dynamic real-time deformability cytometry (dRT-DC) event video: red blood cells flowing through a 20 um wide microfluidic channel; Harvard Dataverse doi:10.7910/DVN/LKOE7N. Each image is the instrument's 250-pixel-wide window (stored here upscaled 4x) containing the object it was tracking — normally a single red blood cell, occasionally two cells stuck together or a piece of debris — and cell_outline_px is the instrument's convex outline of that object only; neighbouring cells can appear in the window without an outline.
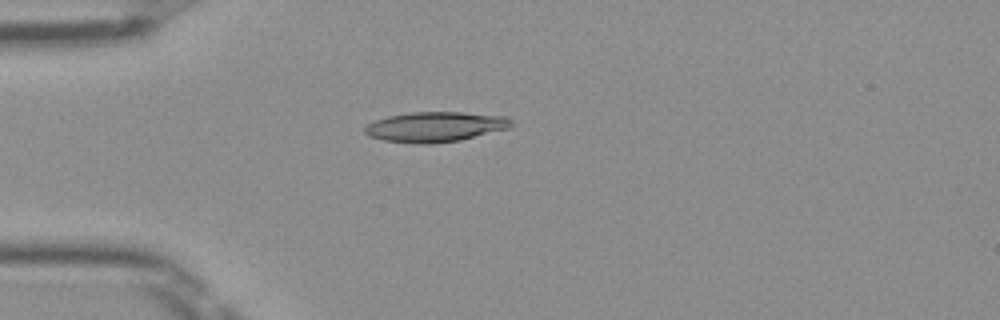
{"species": "Egyptian fruit bat (a non-hibernating species)", "species_latin": "Rousettus aegyptiacus", "temperature_condition": "room temperature", "stored_images_in_passage": 51, "camera_frame_rate_fps": 3000, "um_per_image_px": 0.085, "frame": {"image": 1, "passage_image": 14, "time_ms": 4.333, "image_size_px": [1000, 320], "cell_outline_px": [[512, 124], [508, 128], [460, 140], [432, 144], [416, 144], [380, 140], [368, 136], [364, 132], [364, 128], [368, 124], [376, 120], [388, 116], [412, 112], [464, 112], [508, 116], [512, 120]], "centroid_in_image_um": [36.98, 10.78], "position_along_channel_um": 48.0, "area_um2": 25.84}}
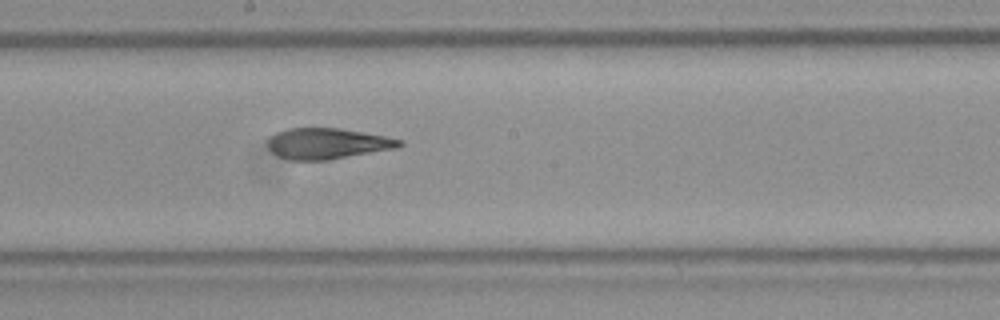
{"frame": {"image": 2, "passage_image": 28, "time_ms": 9.0, "image_size_px": [1000, 320], "cell_outline_px": [[404, 144], [400, 148], [328, 160], [288, 160], [276, 156], [268, 148], [268, 140], [276, 132], [288, 128], [340, 128], [384, 136], [404, 140]], "centroid_in_image_um": [27.85, 12.21], "position_along_channel_um": 220.3, "area_um2": 23.93}}
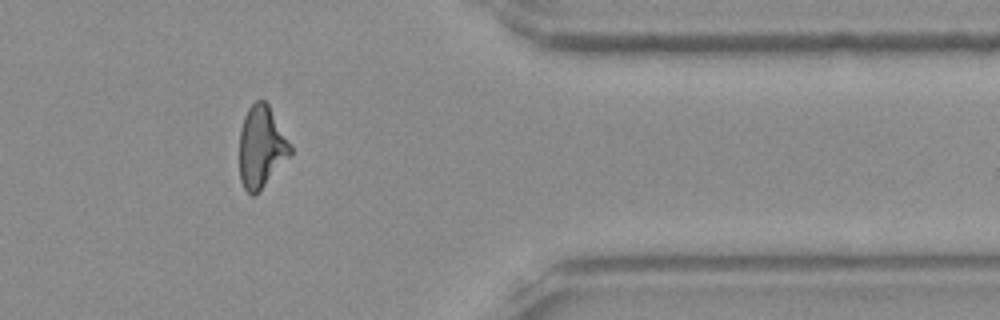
{"frame": {"image": 3, "passage_image": 42, "time_ms": 13.667, "image_size_px": [1000, 320], "cell_outline_px": [[292, 152], [264, 184], [252, 196], [244, 188], [240, 180], [240, 128], [244, 116], [248, 108], [256, 100], [264, 100], [268, 104], [292, 144]], "centroid_in_image_um": [22.21, 12.43], "position_along_channel_um": 389.2, "area_um2": 23.87}, "authors_computed_cell_mechanics": {"area_um2": 24.2182, "velocity_mm_per_s": 4.0172, "shape_relaxation_time_tau1_ms": 10.2645, "shape_relaxation_time_tau2_ms": 2.0831, "deformation_change_tau1": 0.2865, "deformation_change_tau2": 0.1023}}